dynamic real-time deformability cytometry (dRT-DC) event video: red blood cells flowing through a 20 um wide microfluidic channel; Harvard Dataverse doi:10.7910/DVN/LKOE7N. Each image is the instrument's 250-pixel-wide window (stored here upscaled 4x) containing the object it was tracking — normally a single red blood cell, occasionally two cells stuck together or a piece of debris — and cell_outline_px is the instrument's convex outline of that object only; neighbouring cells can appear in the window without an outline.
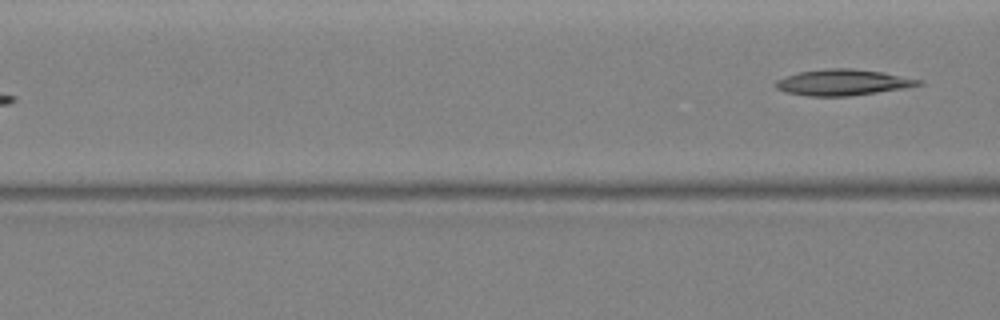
{"species": "Egyptian fruit bat (a non-hibernating species)", "species_latin": "Rousettus aegyptiacus", "temperature_condition": "warm", "stored_images_in_passage": 3, "camera_frame_rate_fps": 3000, "um_per_image_px": 0.085, "animal": {"sex": "female"}, "frame": {"image": 1, "passage_image": 3, "time_ms": 0.667, "image_size_px": [1000, 320], "cell_outline_px": [[924, 84], [904, 88], [848, 96], [808, 96], [784, 92], [776, 88], [776, 80], [800, 72], [832, 68], [852, 68], [884, 72], [924, 80]], "centroid_in_image_um": [71.69, 7.0], "position_along_channel_um": 94.9, "area_um2": 21.56}}